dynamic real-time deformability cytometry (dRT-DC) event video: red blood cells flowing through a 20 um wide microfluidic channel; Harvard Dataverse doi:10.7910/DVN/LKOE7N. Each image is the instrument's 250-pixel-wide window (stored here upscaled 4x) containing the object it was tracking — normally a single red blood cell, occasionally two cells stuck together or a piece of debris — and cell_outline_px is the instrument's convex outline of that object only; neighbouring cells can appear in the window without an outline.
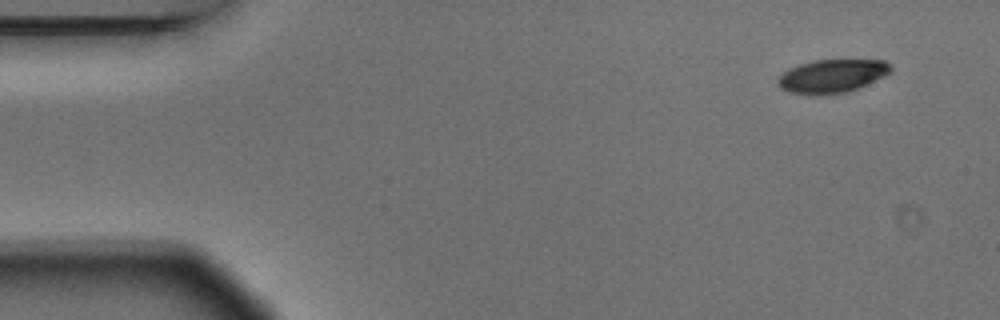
{"species": "Egyptian fruit bat (a non-hibernating species)", "species_latin": "Rousettus aegyptiacus", "temperature_condition": "warm", "stored_images_in_passage": 6, "camera_frame_rate_fps": 3000, "um_per_image_px": 0.085, "animal": {"sex": "male"}, "frame": {"image": 1, "passage_image": 1, "time_ms": 0.0, "image_size_px": [1000, 320], "cell_outline_px": [[892, 72], [848, 92], [812, 96], [788, 92], [780, 88], [776, 80], [788, 68], [812, 60], [884, 60], [892, 68]], "centroid_in_image_um": [70.67, 6.47], "position_along_channel_um": 14.3, "area_um2": 22.02}}
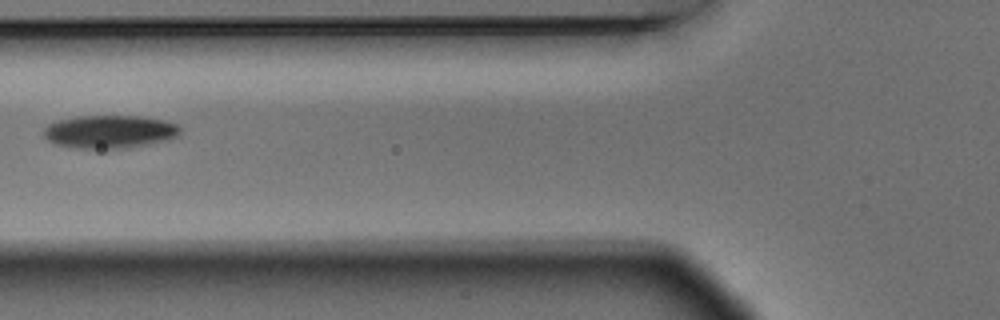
{"frame": {"image": 2, "passage_image": 5, "time_ms": 1.333, "image_size_px": [1000, 320], "cell_outline_px": [[180, 132], [176, 136], [164, 140], [148, 144], [124, 148], [72, 148], [56, 144], [48, 140], [44, 136], [44, 128], [48, 124], [60, 120], [76, 116], [140, 116], [164, 120], [180, 124]], "centroid_in_image_um": [9.31, 11.18], "position_along_channel_um": 116.5, "area_um2": 26.18}}
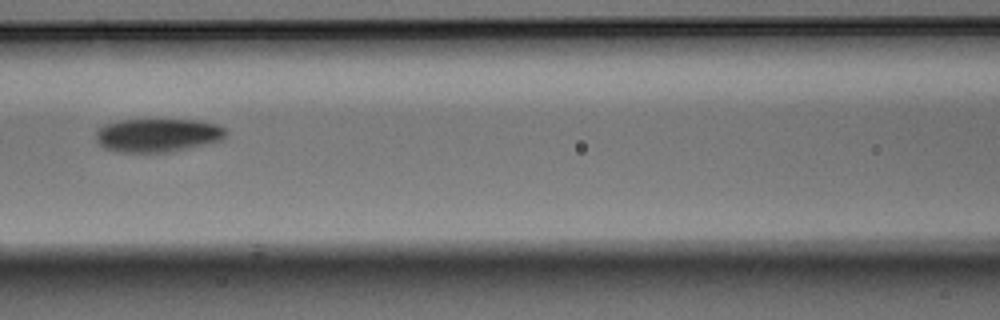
{"frame": {"image": 3, "passage_image": 6, "time_ms": 1.667, "image_size_px": [1000, 320], "cell_outline_px": [[228, 132], [224, 140], [172, 152], [116, 152], [104, 148], [96, 140], [96, 132], [104, 124], [120, 120], [196, 120], [216, 124], [224, 128]], "centroid_in_image_um": [13.43, 11.5], "position_along_channel_um": 153.2, "area_um2": 25.55}}